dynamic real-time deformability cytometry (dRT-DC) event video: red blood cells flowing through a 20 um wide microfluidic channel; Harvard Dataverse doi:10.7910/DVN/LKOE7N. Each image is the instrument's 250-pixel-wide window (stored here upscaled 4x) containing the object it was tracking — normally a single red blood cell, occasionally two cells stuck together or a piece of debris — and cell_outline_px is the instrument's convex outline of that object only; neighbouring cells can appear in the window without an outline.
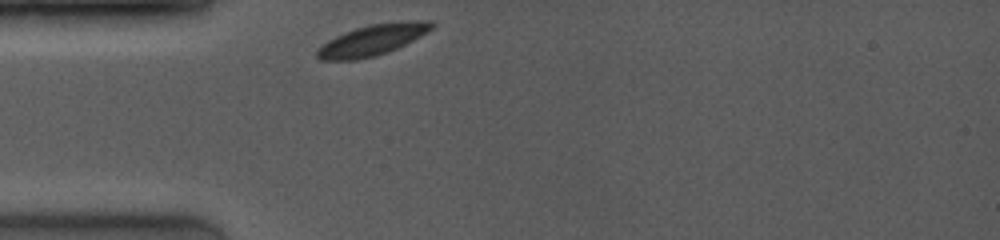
{"species": "common noctule bat (a hibernating species)", "species_latin": "Nyctalus noctula", "temperature_condition": "room temperature", "stored_images_in_passage": 3, "camera_frame_rate_fps": 4000, "um_per_image_px": 0.085, "animal": {"sex": "female", "body_mass_g": 19.0, "forearm_length_mm": 53.3}, "frame": {"image": 1, "passage_image": 1, "time_ms": 0.0, "image_size_px": [1000, 240], "cell_outline_px": [[436, 24], [428, 32], [388, 52], [376, 56], [356, 60], [320, 60], [316, 56], [316, 48], [328, 40], [344, 32], [356, 28], [372, 24], [408, 20], [432, 20]], "centroid_in_image_um": [31.65, 3.4], "position_along_channel_um": 53.3, "area_um2": 20.69}}
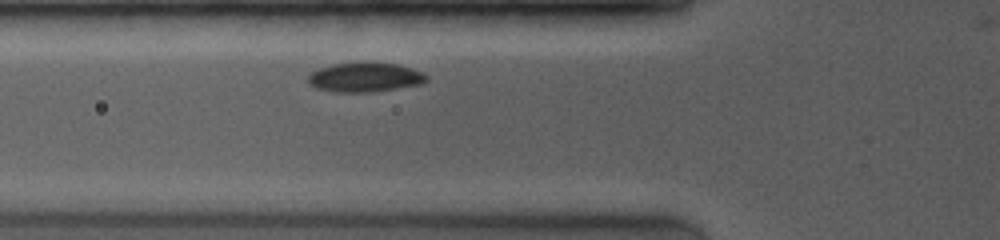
{"frame": {"image": 2, "passage_image": 3, "time_ms": 1.25, "image_size_px": [1000, 240], "cell_outline_px": [[428, 80], [424, 84], [372, 92], [336, 92], [316, 88], [308, 84], [308, 76], [312, 72], [320, 68], [332, 64], [396, 64], [420, 72], [428, 76]], "centroid_in_image_um": [31.01, 6.61], "position_along_channel_um": 94.8, "area_um2": 19.77}}